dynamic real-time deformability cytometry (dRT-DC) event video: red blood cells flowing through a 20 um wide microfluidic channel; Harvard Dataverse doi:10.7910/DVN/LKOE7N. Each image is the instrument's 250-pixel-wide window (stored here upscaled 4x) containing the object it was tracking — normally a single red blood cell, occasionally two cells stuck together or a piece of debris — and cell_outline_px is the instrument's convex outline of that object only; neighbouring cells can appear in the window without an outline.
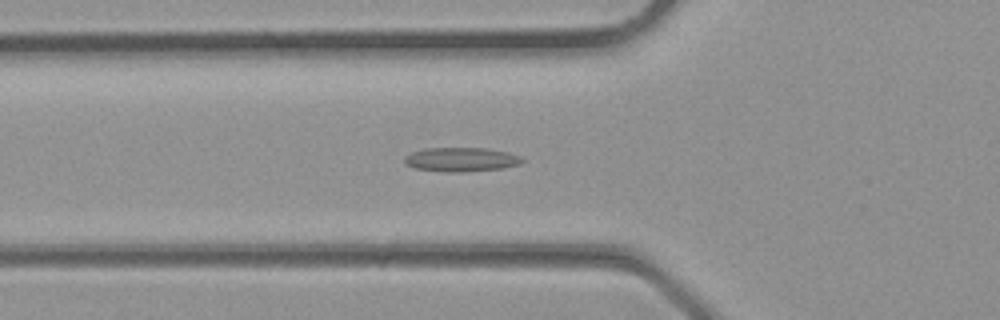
{"species": "common noctule bat (a hibernating species)", "species_latin": "Nyctalus noctula", "temperature_condition": "room temperature", "stored_images_in_passage": 29, "camera_frame_rate_fps": 3000, "um_per_image_px": 0.085, "animal": {"sex": "male", "body_mass_g": 23.1, "forearm_length_mm": 52.7}, "frame": {"image": 1, "passage_image": 7, "time_ms": 2.0, "image_size_px": [1000, 320], "cell_outline_px": [[524, 160], [520, 164], [504, 168], [464, 172], [444, 172], [416, 168], [404, 164], [404, 156], [412, 152], [424, 148], [488, 148], [508, 152], [520, 156]], "centroid_in_image_um": [39.2, 13.56], "position_along_channel_um": 86.6, "area_um2": 16.7}}
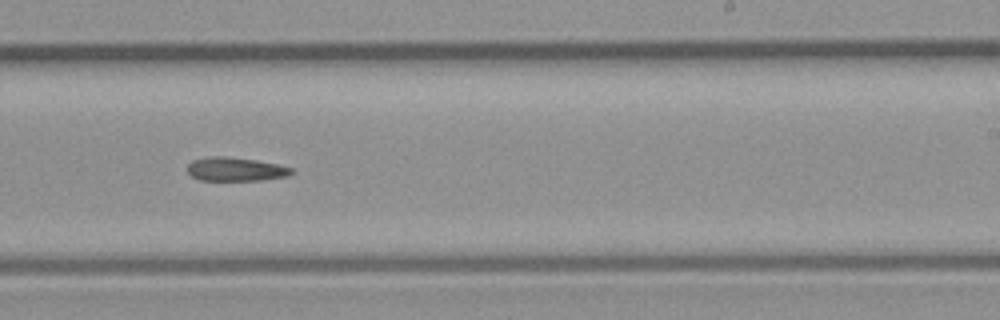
{"frame": {"image": 2, "passage_image": 16, "time_ms": 5.0, "image_size_px": [1000, 320], "cell_outline_px": [[296, 172], [288, 176], [260, 180], [200, 180], [192, 176], [188, 172], [188, 164], [192, 160], [208, 156], [224, 156], [256, 160], [276, 164], [292, 168]], "centroid_in_image_um": [20.03, 14.38], "position_along_channel_um": 269.0, "area_um2": 14.39}}
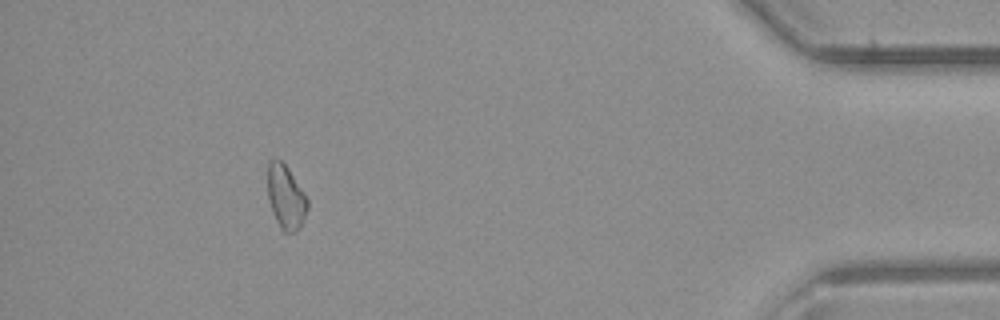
{"frame": {"image": 3, "passage_image": 26, "time_ms": 8.333, "image_size_px": [1000, 320], "cell_outline_px": [[308, 208], [296, 232], [284, 232], [280, 228], [272, 212], [268, 200], [268, 160], [280, 160], [288, 168], [308, 200]], "centroid_in_image_um": [24.27, 16.76], "position_along_channel_um": 410.9, "area_um2": 14.57}}